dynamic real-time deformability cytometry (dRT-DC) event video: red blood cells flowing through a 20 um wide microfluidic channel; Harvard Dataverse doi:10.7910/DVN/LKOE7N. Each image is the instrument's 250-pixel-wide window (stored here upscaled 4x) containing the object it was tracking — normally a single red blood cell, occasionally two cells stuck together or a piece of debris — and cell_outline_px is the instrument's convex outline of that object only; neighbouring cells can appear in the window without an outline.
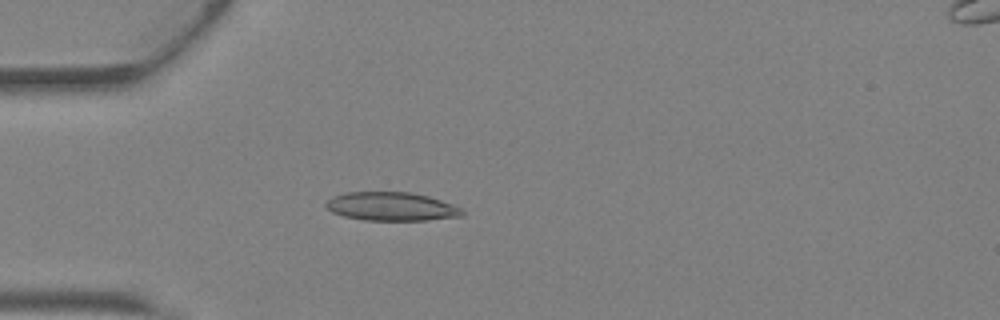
{"species": "Egyptian fruit bat (a non-hibernating species)", "species_latin": "Rousettus aegyptiacus", "temperature_condition": "warm", "stored_images_in_passage": 41, "camera_frame_rate_fps": 3000, "um_per_image_px": 0.085, "animal": {"sex": "female"}, "frame": {"image": 1, "passage_image": 11, "time_ms": 3.333, "image_size_px": [1000, 320], "cell_outline_px": [[464, 216], [428, 220], [364, 220], [344, 216], [332, 212], [324, 204], [332, 196], [344, 192], [412, 192], [428, 196], [452, 204], [460, 208], [464, 212]], "centroid_in_image_um": [33.26, 17.55], "position_along_channel_um": 51.7, "area_um2": 22.72}}
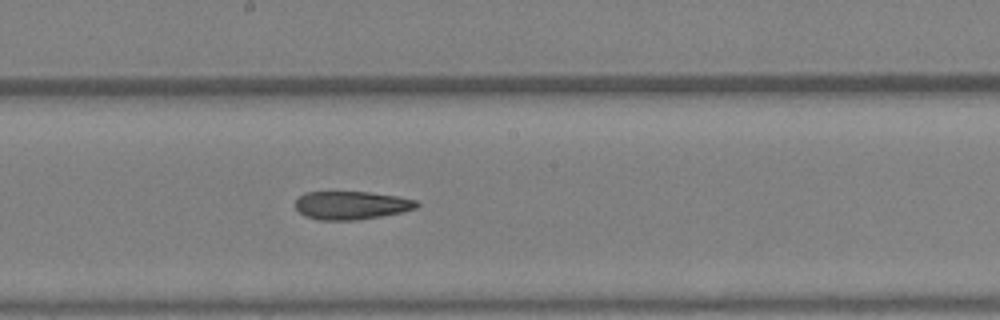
{"frame": {"image": 2, "passage_image": 22, "time_ms": 7.0, "image_size_px": [1000, 320], "cell_outline_px": [[420, 204], [416, 208], [400, 212], [380, 216], [356, 220], [320, 220], [304, 216], [296, 208], [296, 200], [304, 192], [368, 192], [396, 196], [416, 200]], "centroid_in_image_um": [29.85, 17.45], "position_along_channel_um": 218.4, "area_um2": 19.83}}
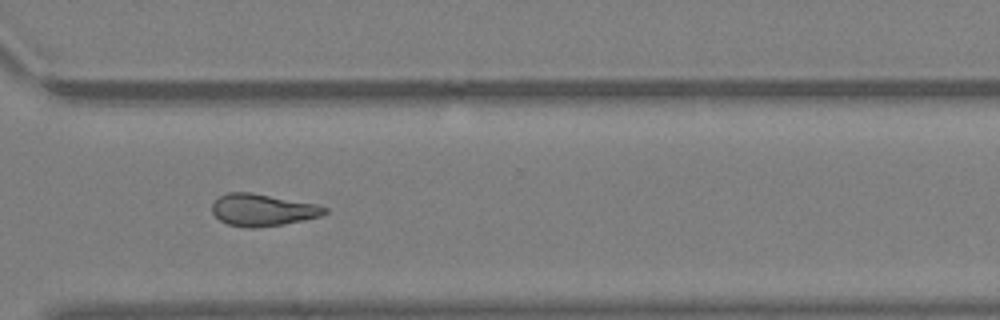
{"frame": {"image": 3, "passage_image": 30, "time_ms": 9.667, "image_size_px": [1000, 320], "cell_outline_px": [[328, 212], [320, 216], [304, 220], [284, 224], [252, 228], [248, 228], [228, 224], [220, 220], [212, 212], [212, 204], [220, 196], [228, 192], [252, 192], [316, 204], [328, 208]], "centroid_in_image_um": [22.33, 17.84], "position_along_channel_um": 348.3, "area_um2": 20.98}, "authors_computed_cell_mechanics": {"area_um2": 21.5016, "velocity_mm_per_s": 4.8726, "shape_relaxation_time_tau1_ms": null, "shape_relaxation_time_tau2_ms": 2.7496, "deformation_change_tau1": null, "deformation_change_tau2": 0.1099}}